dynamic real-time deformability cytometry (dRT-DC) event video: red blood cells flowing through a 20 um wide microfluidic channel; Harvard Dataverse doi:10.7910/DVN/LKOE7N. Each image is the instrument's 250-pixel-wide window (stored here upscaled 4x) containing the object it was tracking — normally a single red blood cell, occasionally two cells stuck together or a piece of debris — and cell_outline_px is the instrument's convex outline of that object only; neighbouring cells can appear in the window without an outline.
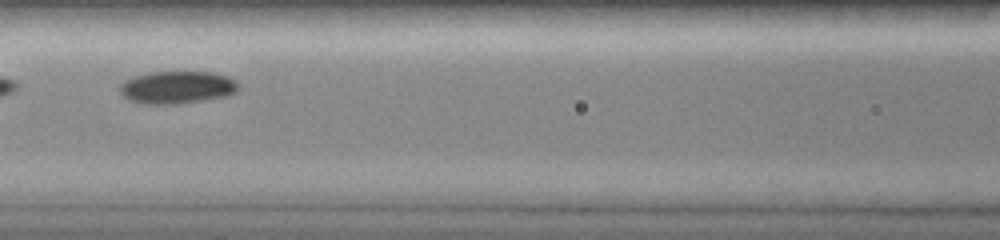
{"species": "common noctule bat (a hibernating species)", "species_latin": "Nyctalus noctula", "temperature_condition": "room temperature", "stored_images_in_passage": 10, "camera_frame_rate_fps": 3000, "um_per_image_px": 0.085, "animal": {"sex": "female", "body_mass_g": 19.0, "forearm_length_mm": 51.5}, "frame": {"image": 1, "passage_image": 6, "time_ms": 2.667, "image_size_px": [1000, 240], "cell_outline_px": [[240, 84], [236, 92], [228, 96], [176, 104], [140, 104], [128, 100], [120, 92], [120, 84], [124, 80], [136, 76], [152, 72], [212, 72], [228, 76], [236, 80]], "centroid_in_image_um": [15.07, 7.43], "position_along_channel_um": 151.5, "area_um2": 22.66}}